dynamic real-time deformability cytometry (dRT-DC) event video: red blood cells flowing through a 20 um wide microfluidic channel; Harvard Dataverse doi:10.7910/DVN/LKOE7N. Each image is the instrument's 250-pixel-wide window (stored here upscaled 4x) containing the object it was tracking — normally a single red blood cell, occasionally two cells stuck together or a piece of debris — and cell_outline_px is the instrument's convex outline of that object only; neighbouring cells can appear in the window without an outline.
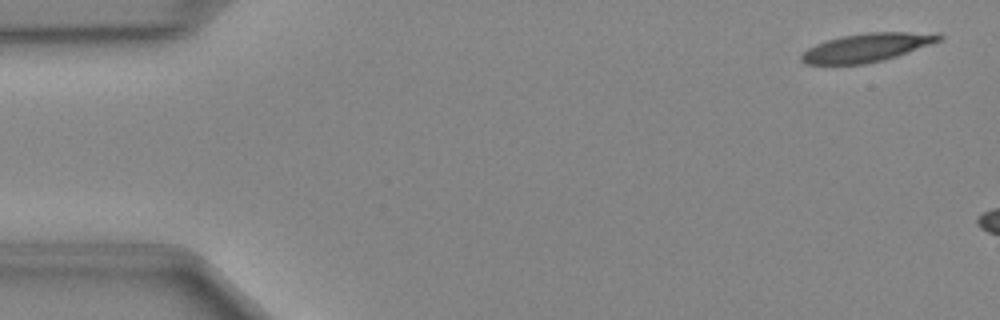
{"species": "Egyptian fruit bat (a non-hibernating species)", "species_latin": "Rousettus aegyptiacus", "temperature_condition": "cold", "stored_images_in_passage": 7, "camera_frame_rate_fps": 3000, "um_per_image_px": 0.085, "animal": {"sex": "female"}, "frame": {"image": 1, "passage_image": 2, "time_ms": 0.333, "image_size_px": [1000, 320], "cell_outline_px": [[944, 40], [884, 60], [864, 64], [804, 64], [800, 60], [800, 56], [808, 48], [816, 44], [840, 36], [868, 32], [940, 32], [944, 36]], "centroid_in_image_um": [73.75, 4.02], "position_along_channel_um": 11.2, "area_um2": 23.06}}